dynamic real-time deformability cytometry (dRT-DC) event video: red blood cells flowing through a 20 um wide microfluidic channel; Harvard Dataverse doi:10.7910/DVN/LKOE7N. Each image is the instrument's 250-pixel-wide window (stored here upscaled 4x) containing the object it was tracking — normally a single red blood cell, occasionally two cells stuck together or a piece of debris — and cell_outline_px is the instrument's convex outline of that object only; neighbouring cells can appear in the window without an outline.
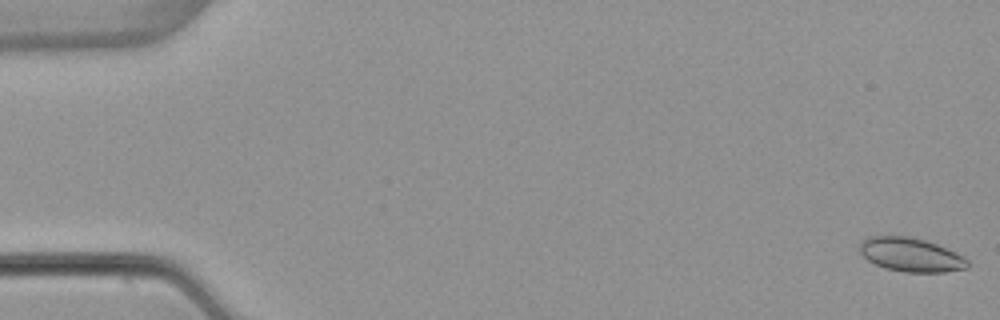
{"species": "common noctule bat (a hibernating species)", "species_latin": "Nyctalus noctula", "temperature_condition": "warm", "stored_images_in_passage": 9, "camera_frame_rate_fps": 3000, "um_per_image_px": 0.085, "animal": {"sex": "female", "body_mass_g": 22.7, "forearm_length_mm": 54.2}, "frame": {"image": 1, "passage_image": 1, "time_ms": 0.0, "image_size_px": [1000, 320], "cell_outline_px": [[968, 268], [944, 272], [904, 272], [884, 268], [868, 260], [860, 252], [860, 240], [868, 236], [912, 236], [936, 244], [964, 256], [968, 260]], "centroid_in_image_um": [77.41, 21.65], "position_along_channel_um": 7.6, "area_um2": 21.33}}